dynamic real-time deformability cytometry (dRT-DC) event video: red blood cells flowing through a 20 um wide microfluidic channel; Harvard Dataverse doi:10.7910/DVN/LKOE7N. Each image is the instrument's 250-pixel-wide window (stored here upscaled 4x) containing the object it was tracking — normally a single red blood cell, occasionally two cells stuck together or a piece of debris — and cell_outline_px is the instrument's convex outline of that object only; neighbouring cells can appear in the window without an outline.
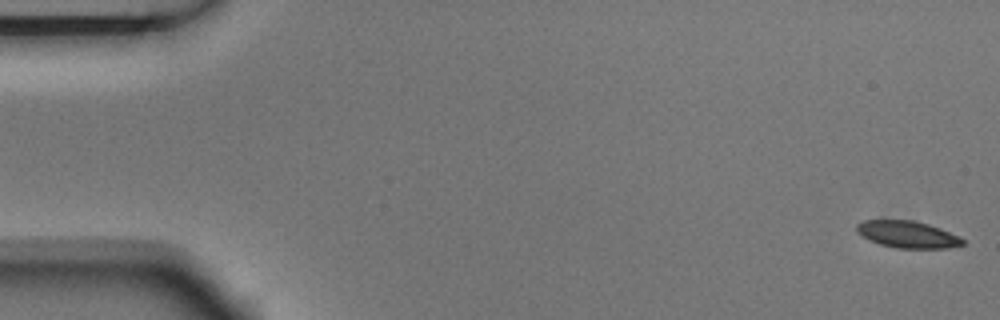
{"species": "Egyptian fruit bat (a non-hibernating species)", "species_latin": "Rousettus aegyptiacus", "temperature_condition": "room temperature", "stored_images_in_passage": 5, "camera_frame_rate_fps": 3000, "um_per_image_px": 0.085, "animal": {"sex": "male"}, "frame": {"image": 1, "passage_image": 1, "time_ms": 0.0, "image_size_px": [1000, 320], "cell_outline_px": [[964, 244], [948, 248], [896, 248], [880, 244], [868, 240], [856, 232], [856, 224], [864, 220], [912, 220], [928, 224], [940, 228], [960, 236], [964, 240]], "centroid_in_image_um": [77.13, 19.92], "position_along_channel_um": 7.9, "area_um2": 16.7}}
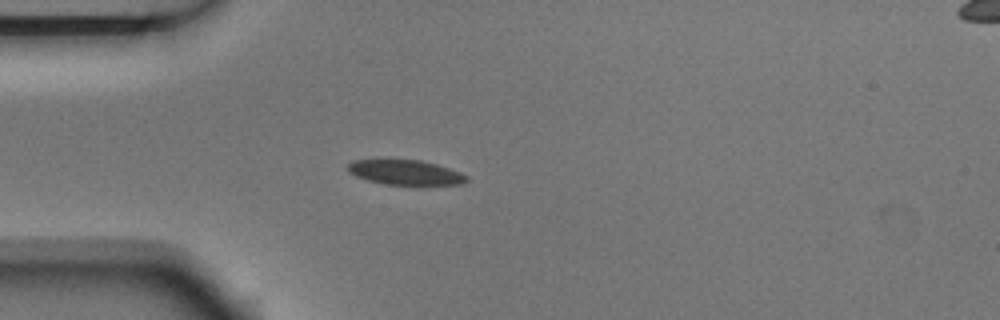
{"frame": {"image": 2, "passage_image": 5, "time_ms": 1.333, "image_size_px": [1000, 320], "cell_outline_px": [[468, 180], [460, 184], [420, 188], [384, 184], [368, 180], [356, 176], [348, 172], [348, 164], [352, 160], [376, 156], [420, 160], [436, 164], [460, 172], [468, 176]], "centroid_in_image_um": [34.42, 14.65], "position_along_channel_um": 50.6, "area_um2": 18.96}}